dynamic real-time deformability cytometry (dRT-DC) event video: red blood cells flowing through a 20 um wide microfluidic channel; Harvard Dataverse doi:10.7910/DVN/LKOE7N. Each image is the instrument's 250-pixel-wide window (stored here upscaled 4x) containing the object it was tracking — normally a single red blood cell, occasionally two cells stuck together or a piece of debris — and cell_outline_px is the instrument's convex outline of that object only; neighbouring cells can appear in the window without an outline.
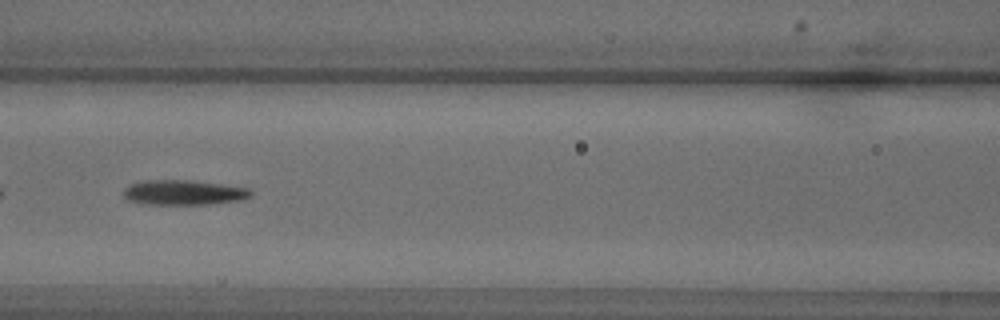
{"species": "common noctule bat (a hibernating species)", "species_latin": "Nyctalus noctula", "temperature_condition": "warm", "stored_images_in_passage": 44, "segment_of_instrument_passage": [2, 2], "camera_frame_rate_fps": 3000, "um_per_image_px": 0.085, "animal": {"sex": "male", "body_mass_g": 18.8}, "frame": {"image": 1, "passage_image": 18, "time_ms": 5.667, "image_size_px": [1000, 320], "cell_outline_px": [[248, 196], [232, 200], [200, 204], [160, 204], [136, 200], [128, 196], [124, 192], [132, 184], [164, 180], [176, 180], [212, 184], [244, 188], [248, 192]], "centroid_in_image_um": [15.59, 16.36], "position_along_channel_um": 151.0, "area_um2": 16.24}}
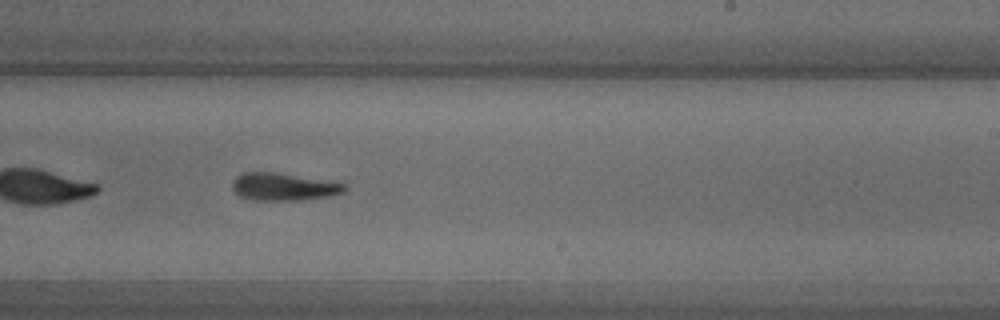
{"frame": {"image": 2, "passage_image": 26, "time_ms": 8.333, "image_size_px": [1000, 320], "cell_outline_px": [[344, 188], [340, 192], [320, 196], [284, 200], [256, 200], [244, 196], [236, 192], [232, 188], [232, 184], [244, 172], [272, 172], [344, 184]], "centroid_in_image_um": [23.98, 15.86], "position_along_channel_um": 265.0, "area_um2": 16.53}}
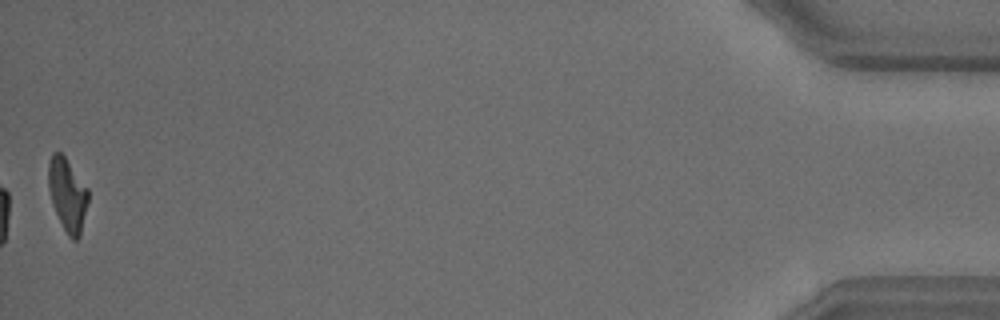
{"frame": {"image": 3, "passage_image": 44, "time_ms": 14.333, "image_size_px": [1000, 320], "cell_outline_px": [[88, 200], [80, 236], [76, 240], [72, 240], [68, 236], [56, 212], [52, 200], [48, 184], [48, 164], [52, 152], [60, 152], [64, 156], [88, 188]], "centroid_in_image_um": [5.74, 16.53], "position_along_channel_um": 429.5, "area_um2": 16.59}}